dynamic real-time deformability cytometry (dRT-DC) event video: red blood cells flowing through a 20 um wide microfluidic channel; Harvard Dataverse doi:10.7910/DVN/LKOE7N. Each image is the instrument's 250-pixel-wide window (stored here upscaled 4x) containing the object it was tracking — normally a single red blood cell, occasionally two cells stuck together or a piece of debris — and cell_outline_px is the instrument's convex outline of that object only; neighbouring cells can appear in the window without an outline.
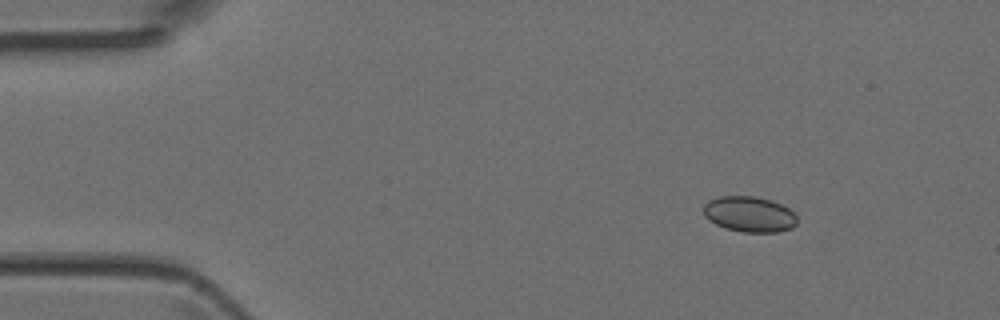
{"species": "Egyptian fruit bat (a non-hibernating species)", "species_latin": "Rousettus aegyptiacus", "temperature_condition": "room temperature", "stored_images_in_passage": 42, "camera_frame_rate_fps": 3000, "um_per_image_px": 0.085, "animal": {"sex": "female"}, "frame": {"image": 1, "passage_image": 1, "time_ms": 0.0, "image_size_px": [1000, 320], "cell_outline_px": [[796, 224], [792, 228], [776, 232], [744, 232], [724, 228], [708, 220], [704, 216], [704, 204], [708, 200], [720, 196], [752, 196], [772, 200], [788, 208], [796, 216]], "centroid_in_image_um": [63.67, 18.21], "position_along_channel_um": 21.3, "area_um2": 19.42}}
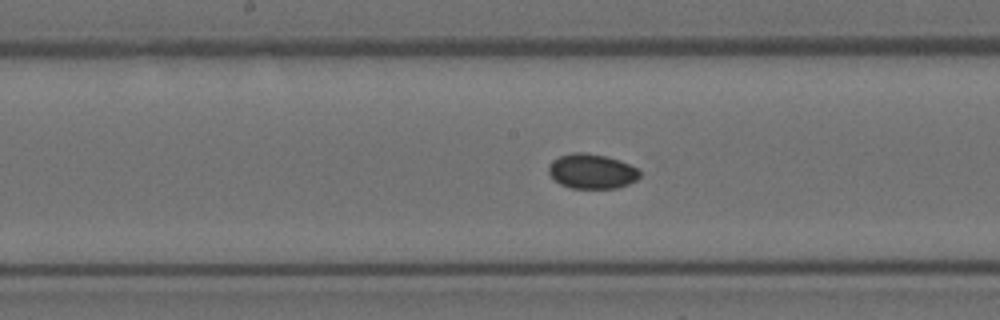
{"frame": {"image": 2, "passage_image": 19, "time_ms": 6.0, "image_size_px": [1000, 320], "cell_outline_px": [[640, 176], [636, 180], [628, 184], [616, 188], [572, 188], [560, 184], [548, 172], [548, 168], [552, 160], [560, 156], [572, 152], [584, 152], [608, 156], [620, 160], [636, 168], [640, 172]], "centroid_in_image_um": [50.3, 14.55], "position_along_channel_um": 197.9, "area_um2": 18.44}}
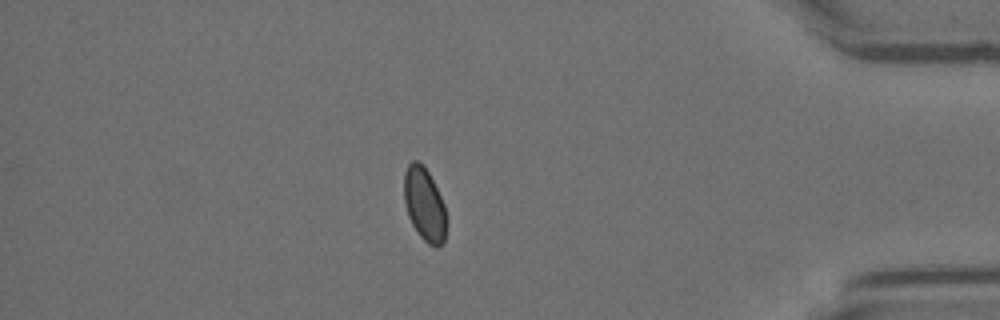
{"frame": {"image": 3, "passage_image": 36, "time_ms": 11.667, "image_size_px": [1000, 320], "cell_outline_px": [[444, 240], [436, 248], [428, 244], [420, 236], [412, 224], [408, 216], [404, 204], [404, 172], [408, 164], [412, 160], [416, 160], [428, 172], [444, 204]], "centroid_in_image_um": [36.03, 17.36], "position_along_channel_um": 399.2, "area_um2": 17.63}}